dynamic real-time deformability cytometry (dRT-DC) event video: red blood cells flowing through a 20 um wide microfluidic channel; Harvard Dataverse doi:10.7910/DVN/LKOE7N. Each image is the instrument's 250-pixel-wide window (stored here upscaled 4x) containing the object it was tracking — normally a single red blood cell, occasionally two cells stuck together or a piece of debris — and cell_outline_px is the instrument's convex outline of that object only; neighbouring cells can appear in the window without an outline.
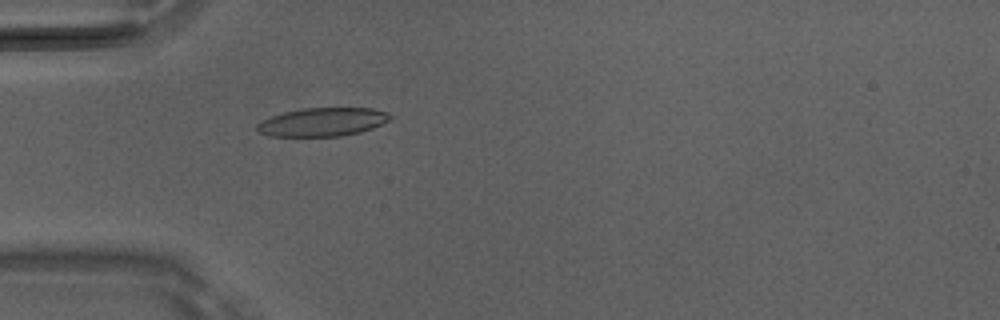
{"species": "Egyptian fruit bat (a non-hibernating species)", "species_latin": "Rousettus aegyptiacus", "temperature_condition": "room temperature", "stored_images_in_passage": 42, "camera_frame_rate_fps": 3000, "um_per_image_px": 0.085, "animal": {"sex": "male"}, "frame": {"image": 1, "passage_image": 8, "time_ms": 2.333, "image_size_px": [1000, 320], "cell_outline_px": [[392, 116], [388, 120], [372, 128], [360, 132], [340, 136], [268, 136], [260, 132], [256, 128], [256, 124], [272, 116], [284, 112], [304, 108], [372, 108], [384, 112]], "centroid_in_image_um": [27.39, 10.37], "position_along_channel_um": 57.6, "area_um2": 21.79}}
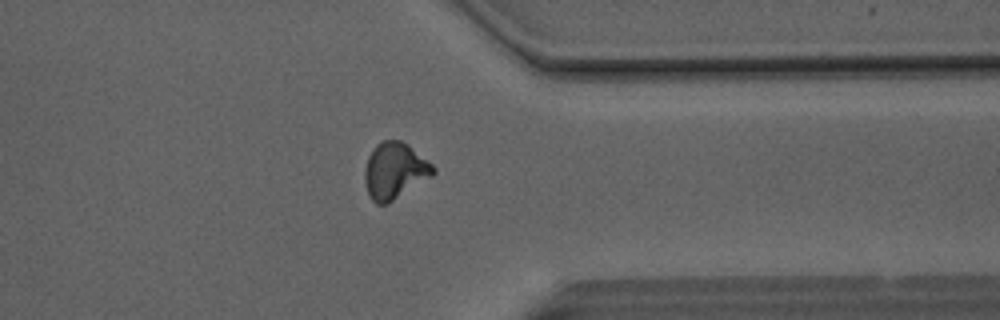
{"frame": {"image": 2, "passage_image": 32, "time_ms": 10.333, "image_size_px": [1000, 320], "cell_outline_px": [[436, 172], [432, 176], [388, 204], [376, 204], [368, 196], [364, 180], [364, 172], [368, 156], [372, 148], [376, 144], [384, 140], [400, 140], [408, 144], [432, 164], [436, 168]], "centroid_in_image_um": [33.53, 14.52], "position_along_channel_um": 377.9, "area_um2": 22.66}}
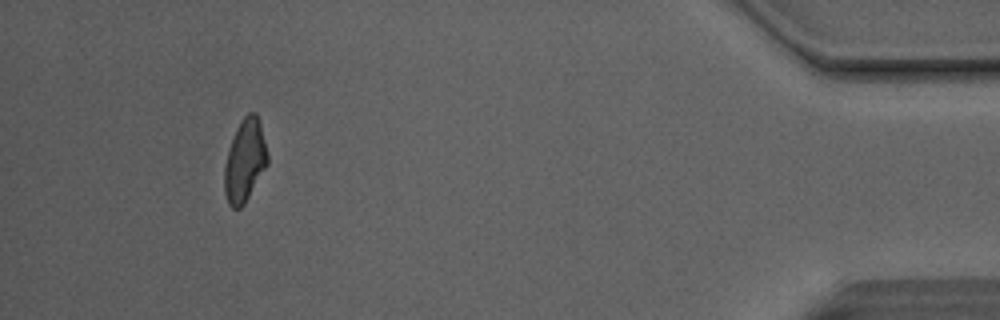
{"frame": {"image": 3, "passage_image": 39, "time_ms": 12.667, "image_size_px": [1000, 320], "cell_outline_px": [[268, 164], [244, 204], [240, 208], [232, 208], [228, 204], [224, 192], [224, 168], [228, 148], [236, 128], [240, 120], [248, 112], [256, 112], [260, 124], [268, 156]], "centroid_in_image_um": [20.79, 13.66], "position_along_channel_um": 414.4, "area_um2": 20.75}, "authors_computed_cell_mechanics": {"area_um2": 21.2126, "velocity_mm_per_s": 4.1338, "shape_relaxation_time_tau1_ms": 7.3714, "shape_relaxation_time_tau2_ms": 2.8592, "deformation_change_tau1": 0.2003, "deformation_change_tau2": 0.1032}}